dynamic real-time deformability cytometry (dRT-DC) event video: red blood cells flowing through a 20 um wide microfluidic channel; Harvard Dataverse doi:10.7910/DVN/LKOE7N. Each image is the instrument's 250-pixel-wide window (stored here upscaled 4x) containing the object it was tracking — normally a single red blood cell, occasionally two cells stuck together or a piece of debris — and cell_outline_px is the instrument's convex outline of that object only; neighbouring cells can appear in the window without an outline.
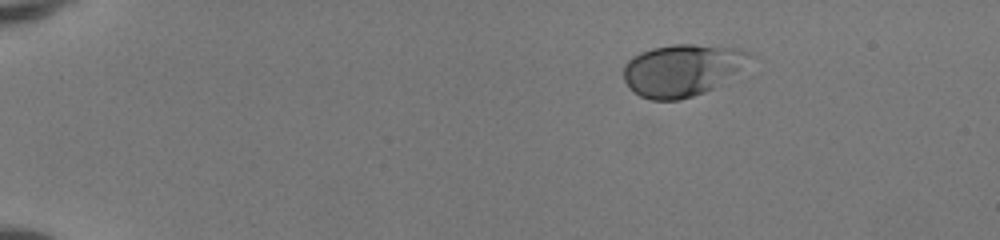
{"species": "human", "species_latin": "Homo sapiens", "temperature_condition": "room temperature", "stored_images_in_passage": 43, "camera_frame_rate_fps": 3000, "um_per_image_px": 0.085, "donor": {"sex": "female"}, "frame": {"image": 1, "passage_image": 1, "time_ms": 0.0, "image_size_px": [1000, 240], "cell_outline_px": [[756, 56], [712, 88], [704, 92], [680, 100], [652, 100], [640, 96], [632, 92], [628, 88], [624, 80], [624, 64], [632, 56], [640, 52], [652, 48], [672, 44], [692, 44], [736, 48], [752, 52]], "centroid_in_image_um": [57.92, 5.95], "position_along_channel_um": 27.1, "area_um2": 38.03}}
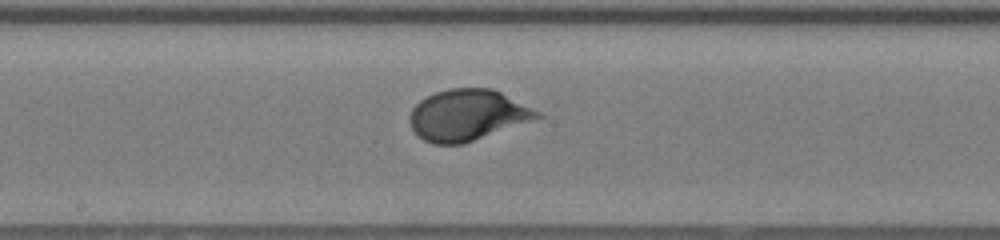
{"frame": {"image": 2, "passage_image": 22, "time_ms": 7.0, "image_size_px": [1000, 240], "cell_outline_px": [[544, 116], [464, 144], [432, 144], [424, 140], [412, 128], [408, 120], [412, 108], [420, 100], [436, 92], [448, 88], [492, 88], [540, 112]], "centroid_in_image_um": [39.71, 9.78], "position_along_channel_um": 208.5, "area_um2": 37.69}}
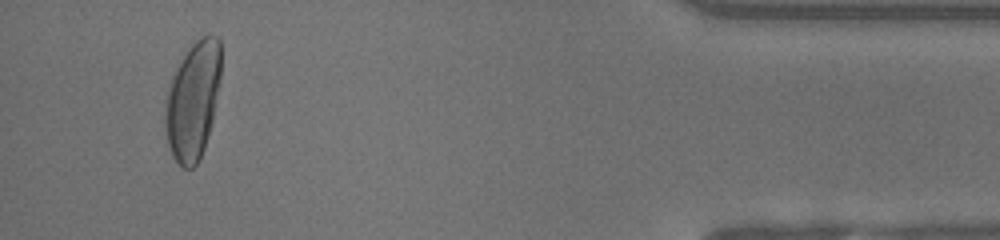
{"frame": {"image": 3, "passage_image": 41, "time_ms": 13.333, "image_size_px": [1000, 240], "cell_outline_px": [[220, 80], [212, 120], [208, 136], [200, 160], [192, 168], [180, 168], [172, 156], [168, 144], [164, 128], [164, 108], [168, 88], [172, 76], [176, 68], [188, 48], [200, 36], [208, 32], [216, 36], [220, 40]], "centroid_in_image_um": [16.38, 8.55], "position_along_channel_um": 418.8, "area_um2": 38.73}, "authors_computed_cell_mechanics": {"area_um2": 36.3562, "velocity_mm_per_s": 4.1525, "shape_relaxation_time_tau1_ms": 3.8267, "shape_relaxation_time_tau2_ms": null, "deformation_change_tau1": 0.1894, "deformation_change_tau2": null}}